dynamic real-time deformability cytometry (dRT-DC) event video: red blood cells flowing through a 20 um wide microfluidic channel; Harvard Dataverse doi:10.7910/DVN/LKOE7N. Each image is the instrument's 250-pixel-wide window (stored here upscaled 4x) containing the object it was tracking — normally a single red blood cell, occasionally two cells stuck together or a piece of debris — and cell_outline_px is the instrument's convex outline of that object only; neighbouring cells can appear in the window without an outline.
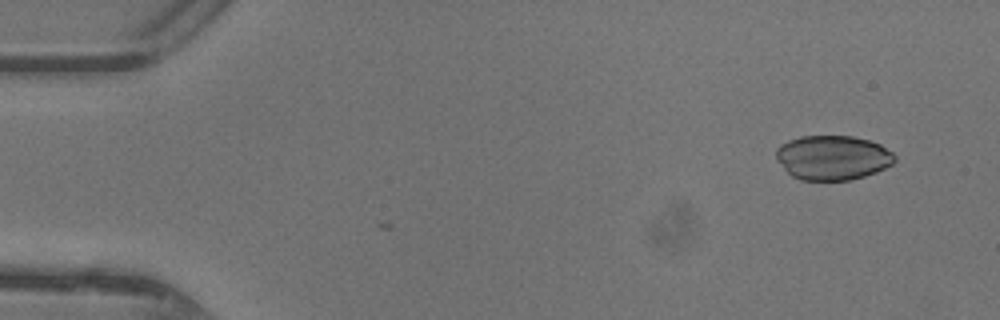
{"species": "common noctule bat (a hibernating species)", "species_latin": "Nyctalus noctula", "temperature_condition": "warm", "stored_images_in_passage": 3, "camera_frame_rate_fps": 3000, "um_per_image_px": 0.085, "animal": {"sex": "female"}, "frame": {"image": 1, "passage_image": 2, "time_ms": 0.333, "image_size_px": [1000, 320], "cell_outline_px": [[896, 160], [892, 164], [876, 172], [852, 180], [800, 180], [792, 176], [776, 160], [776, 148], [780, 144], [788, 140], [800, 136], [852, 136], [868, 140], [880, 144], [892, 152], [896, 156]], "centroid_in_image_um": [70.76, 13.4], "position_along_channel_um": 14.2, "area_um2": 30.92}}